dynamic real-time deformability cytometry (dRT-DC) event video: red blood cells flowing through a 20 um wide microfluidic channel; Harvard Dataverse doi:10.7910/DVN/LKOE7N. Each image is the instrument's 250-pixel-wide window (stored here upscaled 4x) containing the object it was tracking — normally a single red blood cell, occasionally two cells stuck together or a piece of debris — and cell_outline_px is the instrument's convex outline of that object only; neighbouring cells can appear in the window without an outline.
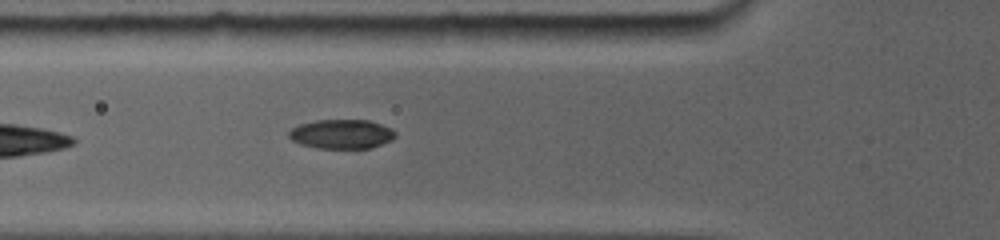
{"species": "common noctule bat (a hibernating species)", "species_latin": "Nyctalus noctula", "temperature_condition": "room temperature", "stored_images_in_passage": 19, "camera_frame_rate_fps": 5000, "um_per_image_px": 0.085, "animal": {"sex": "female", "body_mass_g": 19.0, "forearm_length_mm": 56.7}, "frame": {"image": 1, "passage_image": 4, "time_ms": 2.2, "image_size_px": [1000, 240], "cell_outline_px": [[396, 136], [380, 144], [368, 148], [320, 148], [300, 144], [292, 140], [288, 136], [288, 132], [292, 128], [300, 124], [316, 120], [368, 120], [380, 124], [388, 128]], "centroid_in_image_um": [28.95, 11.39], "position_along_channel_um": 96.8, "area_um2": 17.74}}
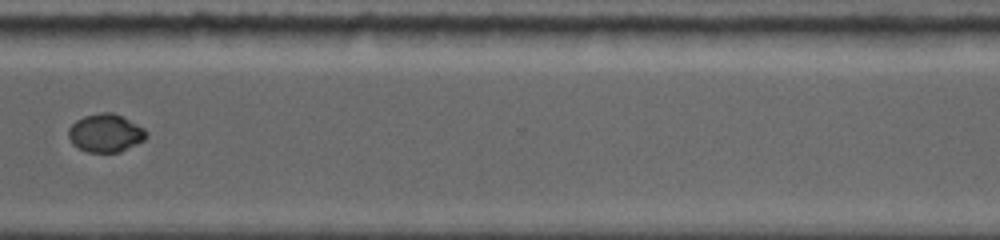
{"frame": {"image": 2, "passage_image": 14, "time_ms": 9.0, "image_size_px": [1000, 240], "cell_outline_px": [[148, 136], [144, 140], [120, 152], [88, 152], [72, 144], [68, 136], [68, 128], [76, 120], [84, 116], [100, 112], [112, 112], [144, 128], [148, 132]], "centroid_in_image_um": [8.96, 11.31], "position_along_channel_um": 361.6, "area_um2": 17.22}}